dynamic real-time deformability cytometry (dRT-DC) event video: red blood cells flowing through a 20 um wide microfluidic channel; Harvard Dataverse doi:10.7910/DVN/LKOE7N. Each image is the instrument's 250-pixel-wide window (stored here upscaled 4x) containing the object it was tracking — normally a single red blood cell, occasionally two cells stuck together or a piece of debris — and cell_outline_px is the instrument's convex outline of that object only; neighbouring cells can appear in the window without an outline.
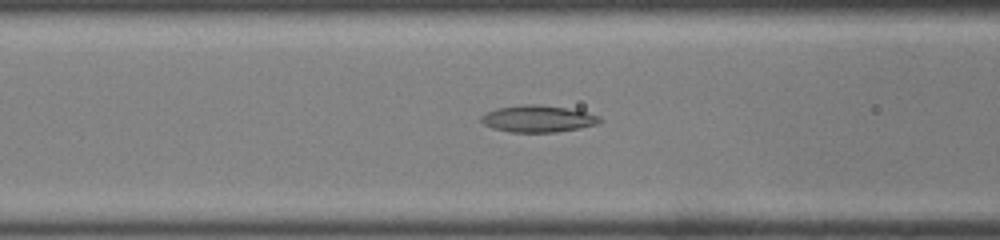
{"species": "common noctule bat (a hibernating species)", "species_latin": "Nyctalus noctula", "temperature_condition": "room temperature", "stored_images_in_passage": 27, "camera_frame_rate_fps": 3000, "um_per_image_px": 0.085, "animal": {"sex": "male", "body_mass_g": 19.0, "forearm_length_mm": 50.8}, "frame": {"image": 1, "passage_image": 8, "time_ms": 2.333, "image_size_px": [1000, 240], "cell_outline_px": [[604, 120], [596, 124], [580, 128], [556, 132], [508, 132], [492, 128], [484, 124], [480, 120], [480, 116], [496, 108], [524, 104], [536, 104], [564, 108], [584, 112], [600, 116]], "centroid_in_image_um": [45.7, 10.1], "position_along_channel_um": 120.9, "area_um2": 18.44}}
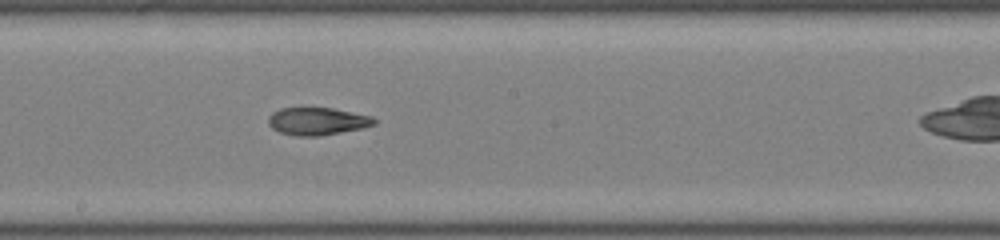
{"frame": {"image": 2, "passage_image": 15, "time_ms": 4.667, "image_size_px": [1000, 240], "cell_outline_px": [[376, 124], [360, 128], [340, 132], [316, 136], [296, 136], [280, 132], [272, 128], [268, 124], [268, 116], [272, 112], [280, 108], [332, 108], [372, 116], [376, 120]], "centroid_in_image_um": [26.94, 10.3], "position_along_channel_um": 221.3, "area_um2": 16.88}}
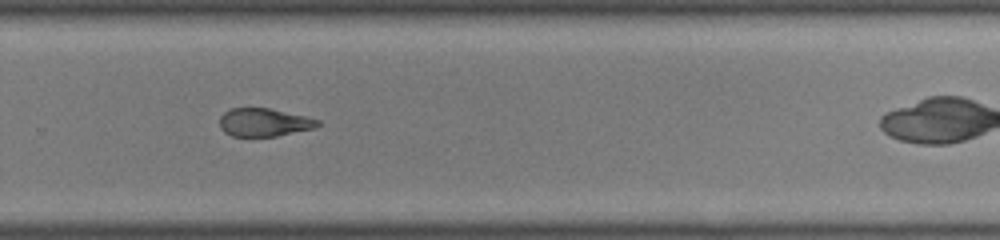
{"frame": {"image": 3, "passage_image": 21, "time_ms": 6.667, "image_size_px": [1000, 240], "cell_outline_px": [[320, 124], [316, 128], [276, 136], [232, 136], [224, 132], [220, 128], [220, 116], [224, 112], [232, 108], [268, 108], [304, 116], [320, 120]], "centroid_in_image_um": [22.44, 10.4], "position_along_channel_um": 307.4, "area_um2": 16.01}}